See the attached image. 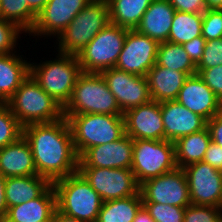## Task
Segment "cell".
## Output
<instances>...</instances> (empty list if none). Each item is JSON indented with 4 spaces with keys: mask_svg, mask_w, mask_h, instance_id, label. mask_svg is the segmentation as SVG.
Instances as JSON below:
<instances>
[{
    "mask_svg": "<svg viewBox=\"0 0 222 222\" xmlns=\"http://www.w3.org/2000/svg\"><path fill=\"white\" fill-rule=\"evenodd\" d=\"M23 136L31 147L37 175L53 183L78 172L79 157L65 117L50 123L26 125Z\"/></svg>",
    "mask_w": 222,
    "mask_h": 222,
    "instance_id": "obj_1",
    "label": "cell"
},
{
    "mask_svg": "<svg viewBox=\"0 0 222 222\" xmlns=\"http://www.w3.org/2000/svg\"><path fill=\"white\" fill-rule=\"evenodd\" d=\"M24 127L33 123H50L63 118V107L48 95L29 75L6 102Z\"/></svg>",
    "mask_w": 222,
    "mask_h": 222,
    "instance_id": "obj_2",
    "label": "cell"
},
{
    "mask_svg": "<svg viewBox=\"0 0 222 222\" xmlns=\"http://www.w3.org/2000/svg\"><path fill=\"white\" fill-rule=\"evenodd\" d=\"M57 210L83 222H96L102 206L99 194L76 172L52 183Z\"/></svg>",
    "mask_w": 222,
    "mask_h": 222,
    "instance_id": "obj_3",
    "label": "cell"
},
{
    "mask_svg": "<svg viewBox=\"0 0 222 222\" xmlns=\"http://www.w3.org/2000/svg\"><path fill=\"white\" fill-rule=\"evenodd\" d=\"M69 122L73 145L80 158L89 148L110 143L125 134L123 115H63Z\"/></svg>",
    "mask_w": 222,
    "mask_h": 222,
    "instance_id": "obj_4",
    "label": "cell"
},
{
    "mask_svg": "<svg viewBox=\"0 0 222 222\" xmlns=\"http://www.w3.org/2000/svg\"><path fill=\"white\" fill-rule=\"evenodd\" d=\"M76 114L123 115L100 73L82 72L77 78L72 96L63 108V115Z\"/></svg>",
    "mask_w": 222,
    "mask_h": 222,
    "instance_id": "obj_5",
    "label": "cell"
},
{
    "mask_svg": "<svg viewBox=\"0 0 222 222\" xmlns=\"http://www.w3.org/2000/svg\"><path fill=\"white\" fill-rule=\"evenodd\" d=\"M110 23L106 0H91L58 35L59 53L77 56Z\"/></svg>",
    "mask_w": 222,
    "mask_h": 222,
    "instance_id": "obj_6",
    "label": "cell"
},
{
    "mask_svg": "<svg viewBox=\"0 0 222 222\" xmlns=\"http://www.w3.org/2000/svg\"><path fill=\"white\" fill-rule=\"evenodd\" d=\"M58 59L30 63V75L39 86L63 108L69 102L77 78L82 73L75 55L58 54Z\"/></svg>",
    "mask_w": 222,
    "mask_h": 222,
    "instance_id": "obj_7",
    "label": "cell"
},
{
    "mask_svg": "<svg viewBox=\"0 0 222 222\" xmlns=\"http://www.w3.org/2000/svg\"><path fill=\"white\" fill-rule=\"evenodd\" d=\"M177 167L174 142L168 140H133L131 170L138 184Z\"/></svg>",
    "mask_w": 222,
    "mask_h": 222,
    "instance_id": "obj_8",
    "label": "cell"
},
{
    "mask_svg": "<svg viewBox=\"0 0 222 222\" xmlns=\"http://www.w3.org/2000/svg\"><path fill=\"white\" fill-rule=\"evenodd\" d=\"M128 29L109 23L76 56L82 72L101 73L114 68Z\"/></svg>",
    "mask_w": 222,
    "mask_h": 222,
    "instance_id": "obj_9",
    "label": "cell"
},
{
    "mask_svg": "<svg viewBox=\"0 0 222 222\" xmlns=\"http://www.w3.org/2000/svg\"><path fill=\"white\" fill-rule=\"evenodd\" d=\"M78 172L99 194L103 202L139 193L140 185L131 168L78 167Z\"/></svg>",
    "mask_w": 222,
    "mask_h": 222,
    "instance_id": "obj_10",
    "label": "cell"
},
{
    "mask_svg": "<svg viewBox=\"0 0 222 222\" xmlns=\"http://www.w3.org/2000/svg\"><path fill=\"white\" fill-rule=\"evenodd\" d=\"M139 192L142 202L178 207H187L191 204L187 178L180 167L143 182L140 184Z\"/></svg>",
    "mask_w": 222,
    "mask_h": 222,
    "instance_id": "obj_11",
    "label": "cell"
},
{
    "mask_svg": "<svg viewBox=\"0 0 222 222\" xmlns=\"http://www.w3.org/2000/svg\"><path fill=\"white\" fill-rule=\"evenodd\" d=\"M159 44L137 30H128L115 68L146 77L156 64Z\"/></svg>",
    "mask_w": 222,
    "mask_h": 222,
    "instance_id": "obj_12",
    "label": "cell"
},
{
    "mask_svg": "<svg viewBox=\"0 0 222 222\" xmlns=\"http://www.w3.org/2000/svg\"><path fill=\"white\" fill-rule=\"evenodd\" d=\"M182 169L187 178L191 204L219 207L222 201V171L204 161Z\"/></svg>",
    "mask_w": 222,
    "mask_h": 222,
    "instance_id": "obj_13",
    "label": "cell"
},
{
    "mask_svg": "<svg viewBox=\"0 0 222 222\" xmlns=\"http://www.w3.org/2000/svg\"><path fill=\"white\" fill-rule=\"evenodd\" d=\"M110 92L115 96L120 110H126L150 102L151 96L147 78L110 68L100 73Z\"/></svg>",
    "mask_w": 222,
    "mask_h": 222,
    "instance_id": "obj_14",
    "label": "cell"
},
{
    "mask_svg": "<svg viewBox=\"0 0 222 222\" xmlns=\"http://www.w3.org/2000/svg\"><path fill=\"white\" fill-rule=\"evenodd\" d=\"M125 134L133 140H164L160 103L154 100L123 113Z\"/></svg>",
    "mask_w": 222,
    "mask_h": 222,
    "instance_id": "obj_15",
    "label": "cell"
},
{
    "mask_svg": "<svg viewBox=\"0 0 222 222\" xmlns=\"http://www.w3.org/2000/svg\"><path fill=\"white\" fill-rule=\"evenodd\" d=\"M133 139L124 134L120 139L89 148L78 161V167L131 168Z\"/></svg>",
    "mask_w": 222,
    "mask_h": 222,
    "instance_id": "obj_16",
    "label": "cell"
},
{
    "mask_svg": "<svg viewBox=\"0 0 222 222\" xmlns=\"http://www.w3.org/2000/svg\"><path fill=\"white\" fill-rule=\"evenodd\" d=\"M91 0H49L38 14L34 28L29 34L60 35L73 18Z\"/></svg>",
    "mask_w": 222,
    "mask_h": 222,
    "instance_id": "obj_17",
    "label": "cell"
},
{
    "mask_svg": "<svg viewBox=\"0 0 222 222\" xmlns=\"http://www.w3.org/2000/svg\"><path fill=\"white\" fill-rule=\"evenodd\" d=\"M176 100L206 121L222 112V102L198 74L188 76Z\"/></svg>",
    "mask_w": 222,
    "mask_h": 222,
    "instance_id": "obj_18",
    "label": "cell"
},
{
    "mask_svg": "<svg viewBox=\"0 0 222 222\" xmlns=\"http://www.w3.org/2000/svg\"><path fill=\"white\" fill-rule=\"evenodd\" d=\"M164 125V140L175 142L178 138L202 131L207 121L181 105L177 100L160 103Z\"/></svg>",
    "mask_w": 222,
    "mask_h": 222,
    "instance_id": "obj_19",
    "label": "cell"
},
{
    "mask_svg": "<svg viewBox=\"0 0 222 222\" xmlns=\"http://www.w3.org/2000/svg\"><path fill=\"white\" fill-rule=\"evenodd\" d=\"M56 209V193L51 185L40 197L8 208L1 222L52 221Z\"/></svg>",
    "mask_w": 222,
    "mask_h": 222,
    "instance_id": "obj_20",
    "label": "cell"
},
{
    "mask_svg": "<svg viewBox=\"0 0 222 222\" xmlns=\"http://www.w3.org/2000/svg\"><path fill=\"white\" fill-rule=\"evenodd\" d=\"M0 174L5 178L37 175L31 147L23 135L0 149Z\"/></svg>",
    "mask_w": 222,
    "mask_h": 222,
    "instance_id": "obj_21",
    "label": "cell"
},
{
    "mask_svg": "<svg viewBox=\"0 0 222 222\" xmlns=\"http://www.w3.org/2000/svg\"><path fill=\"white\" fill-rule=\"evenodd\" d=\"M175 11L168 0H152L135 30L159 43L166 42Z\"/></svg>",
    "mask_w": 222,
    "mask_h": 222,
    "instance_id": "obj_22",
    "label": "cell"
},
{
    "mask_svg": "<svg viewBox=\"0 0 222 222\" xmlns=\"http://www.w3.org/2000/svg\"><path fill=\"white\" fill-rule=\"evenodd\" d=\"M188 76L156 63L146 75L151 99L159 103L176 100Z\"/></svg>",
    "mask_w": 222,
    "mask_h": 222,
    "instance_id": "obj_23",
    "label": "cell"
},
{
    "mask_svg": "<svg viewBox=\"0 0 222 222\" xmlns=\"http://www.w3.org/2000/svg\"><path fill=\"white\" fill-rule=\"evenodd\" d=\"M52 183L39 175L8 177L5 181L7 209L40 197Z\"/></svg>",
    "mask_w": 222,
    "mask_h": 222,
    "instance_id": "obj_24",
    "label": "cell"
},
{
    "mask_svg": "<svg viewBox=\"0 0 222 222\" xmlns=\"http://www.w3.org/2000/svg\"><path fill=\"white\" fill-rule=\"evenodd\" d=\"M30 75V62L11 54H0V103H6Z\"/></svg>",
    "mask_w": 222,
    "mask_h": 222,
    "instance_id": "obj_25",
    "label": "cell"
},
{
    "mask_svg": "<svg viewBox=\"0 0 222 222\" xmlns=\"http://www.w3.org/2000/svg\"><path fill=\"white\" fill-rule=\"evenodd\" d=\"M211 142L208 128L185 135L175 142V161L177 167L183 168L192 163L203 161L205 152Z\"/></svg>",
    "mask_w": 222,
    "mask_h": 222,
    "instance_id": "obj_26",
    "label": "cell"
},
{
    "mask_svg": "<svg viewBox=\"0 0 222 222\" xmlns=\"http://www.w3.org/2000/svg\"><path fill=\"white\" fill-rule=\"evenodd\" d=\"M110 23L128 30H135L152 0H106Z\"/></svg>",
    "mask_w": 222,
    "mask_h": 222,
    "instance_id": "obj_27",
    "label": "cell"
},
{
    "mask_svg": "<svg viewBox=\"0 0 222 222\" xmlns=\"http://www.w3.org/2000/svg\"><path fill=\"white\" fill-rule=\"evenodd\" d=\"M142 206L140 192L130 197L104 201L96 222H132Z\"/></svg>",
    "mask_w": 222,
    "mask_h": 222,
    "instance_id": "obj_28",
    "label": "cell"
},
{
    "mask_svg": "<svg viewBox=\"0 0 222 222\" xmlns=\"http://www.w3.org/2000/svg\"><path fill=\"white\" fill-rule=\"evenodd\" d=\"M202 21L203 13L175 11L168 41L182 45L202 36Z\"/></svg>",
    "mask_w": 222,
    "mask_h": 222,
    "instance_id": "obj_29",
    "label": "cell"
},
{
    "mask_svg": "<svg viewBox=\"0 0 222 222\" xmlns=\"http://www.w3.org/2000/svg\"><path fill=\"white\" fill-rule=\"evenodd\" d=\"M156 63L173 71L184 72L189 76L197 74V66L192 62L181 44L169 41L161 42L158 47Z\"/></svg>",
    "mask_w": 222,
    "mask_h": 222,
    "instance_id": "obj_30",
    "label": "cell"
},
{
    "mask_svg": "<svg viewBox=\"0 0 222 222\" xmlns=\"http://www.w3.org/2000/svg\"><path fill=\"white\" fill-rule=\"evenodd\" d=\"M37 16L25 0H0V17L27 33L34 28Z\"/></svg>",
    "mask_w": 222,
    "mask_h": 222,
    "instance_id": "obj_31",
    "label": "cell"
},
{
    "mask_svg": "<svg viewBox=\"0 0 222 222\" xmlns=\"http://www.w3.org/2000/svg\"><path fill=\"white\" fill-rule=\"evenodd\" d=\"M23 135V126L6 103L0 104V149L17 141Z\"/></svg>",
    "mask_w": 222,
    "mask_h": 222,
    "instance_id": "obj_32",
    "label": "cell"
},
{
    "mask_svg": "<svg viewBox=\"0 0 222 222\" xmlns=\"http://www.w3.org/2000/svg\"><path fill=\"white\" fill-rule=\"evenodd\" d=\"M143 206L155 222H183L186 207L154 202H143Z\"/></svg>",
    "mask_w": 222,
    "mask_h": 222,
    "instance_id": "obj_33",
    "label": "cell"
},
{
    "mask_svg": "<svg viewBox=\"0 0 222 222\" xmlns=\"http://www.w3.org/2000/svg\"><path fill=\"white\" fill-rule=\"evenodd\" d=\"M183 222H222L219 207L190 204L185 208Z\"/></svg>",
    "mask_w": 222,
    "mask_h": 222,
    "instance_id": "obj_34",
    "label": "cell"
},
{
    "mask_svg": "<svg viewBox=\"0 0 222 222\" xmlns=\"http://www.w3.org/2000/svg\"><path fill=\"white\" fill-rule=\"evenodd\" d=\"M202 37L206 41L222 38V10L207 9L203 13Z\"/></svg>",
    "mask_w": 222,
    "mask_h": 222,
    "instance_id": "obj_35",
    "label": "cell"
},
{
    "mask_svg": "<svg viewBox=\"0 0 222 222\" xmlns=\"http://www.w3.org/2000/svg\"><path fill=\"white\" fill-rule=\"evenodd\" d=\"M22 31L15 23L0 17V54L13 53L18 34Z\"/></svg>",
    "mask_w": 222,
    "mask_h": 222,
    "instance_id": "obj_36",
    "label": "cell"
},
{
    "mask_svg": "<svg viewBox=\"0 0 222 222\" xmlns=\"http://www.w3.org/2000/svg\"><path fill=\"white\" fill-rule=\"evenodd\" d=\"M222 65V38L206 41L204 53L197 69H208Z\"/></svg>",
    "mask_w": 222,
    "mask_h": 222,
    "instance_id": "obj_37",
    "label": "cell"
},
{
    "mask_svg": "<svg viewBox=\"0 0 222 222\" xmlns=\"http://www.w3.org/2000/svg\"><path fill=\"white\" fill-rule=\"evenodd\" d=\"M197 74L222 102V65L197 69Z\"/></svg>",
    "mask_w": 222,
    "mask_h": 222,
    "instance_id": "obj_38",
    "label": "cell"
},
{
    "mask_svg": "<svg viewBox=\"0 0 222 222\" xmlns=\"http://www.w3.org/2000/svg\"><path fill=\"white\" fill-rule=\"evenodd\" d=\"M205 45L206 40L202 36L195 37L193 40L182 44L185 52L196 66L203 57Z\"/></svg>",
    "mask_w": 222,
    "mask_h": 222,
    "instance_id": "obj_39",
    "label": "cell"
},
{
    "mask_svg": "<svg viewBox=\"0 0 222 222\" xmlns=\"http://www.w3.org/2000/svg\"><path fill=\"white\" fill-rule=\"evenodd\" d=\"M176 11L204 13L207 10L205 0H168Z\"/></svg>",
    "mask_w": 222,
    "mask_h": 222,
    "instance_id": "obj_40",
    "label": "cell"
},
{
    "mask_svg": "<svg viewBox=\"0 0 222 222\" xmlns=\"http://www.w3.org/2000/svg\"><path fill=\"white\" fill-rule=\"evenodd\" d=\"M203 161L209 163L216 170L222 171V147L211 141L205 152Z\"/></svg>",
    "mask_w": 222,
    "mask_h": 222,
    "instance_id": "obj_41",
    "label": "cell"
},
{
    "mask_svg": "<svg viewBox=\"0 0 222 222\" xmlns=\"http://www.w3.org/2000/svg\"><path fill=\"white\" fill-rule=\"evenodd\" d=\"M211 141L222 147V112L207 121Z\"/></svg>",
    "mask_w": 222,
    "mask_h": 222,
    "instance_id": "obj_42",
    "label": "cell"
},
{
    "mask_svg": "<svg viewBox=\"0 0 222 222\" xmlns=\"http://www.w3.org/2000/svg\"><path fill=\"white\" fill-rule=\"evenodd\" d=\"M5 181L6 178L0 174V220H2L7 212V204L5 201Z\"/></svg>",
    "mask_w": 222,
    "mask_h": 222,
    "instance_id": "obj_43",
    "label": "cell"
},
{
    "mask_svg": "<svg viewBox=\"0 0 222 222\" xmlns=\"http://www.w3.org/2000/svg\"><path fill=\"white\" fill-rule=\"evenodd\" d=\"M132 222H155L154 219L150 216L147 209L142 206L137 212L135 218Z\"/></svg>",
    "mask_w": 222,
    "mask_h": 222,
    "instance_id": "obj_44",
    "label": "cell"
},
{
    "mask_svg": "<svg viewBox=\"0 0 222 222\" xmlns=\"http://www.w3.org/2000/svg\"><path fill=\"white\" fill-rule=\"evenodd\" d=\"M29 7L38 15L46 6L49 0H25Z\"/></svg>",
    "mask_w": 222,
    "mask_h": 222,
    "instance_id": "obj_45",
    "label": "cell"
},
{
    "mask_svg": "<svg viewBox=\"0 0 222 222\" xmlns=\"http://www.w3.org/2000/svg\"><path fill=\"white\" fill-rule=\"evenodd\" d=\"M52 222H83L81 220H78L76 218H73V217H70V216H67L61 212H59L57 209L53 215V218H52Z\"/></svg>",
    "mask_w": 222,
    "mask_h": 222,
    "instance_id": "obj_46",
    "label": "cell"
},
{
    "mask_svg": "<svg viewBox=\"0 0 222 222\" xmlns=\"http://www.w3.org/2000/svg\"><path fill=\"white\" fill-rule=\"evenodd\" d=\"M207 9H222V0H205Z\"/></svg>",
    "mask_w": 222,
    "mask_h": 222,
    "instance_id": "obj_47",
    "label": "cell"
},
{
    "mask_svg": "<svg viewBox=\"0 0 222 222\" xmlns=\"http://www.w3.org/2000/svg\"><path fill=\"white\" fill-rule=\"evenodd\" d=\"M219 209H220V211H222V201H221V204L219 206Z\"/></svg>",
    "mask_w": 222,
    "mask_h": 222,
    "instance_id": "obj_48",
    "label": "cell"
}]
</instances>
